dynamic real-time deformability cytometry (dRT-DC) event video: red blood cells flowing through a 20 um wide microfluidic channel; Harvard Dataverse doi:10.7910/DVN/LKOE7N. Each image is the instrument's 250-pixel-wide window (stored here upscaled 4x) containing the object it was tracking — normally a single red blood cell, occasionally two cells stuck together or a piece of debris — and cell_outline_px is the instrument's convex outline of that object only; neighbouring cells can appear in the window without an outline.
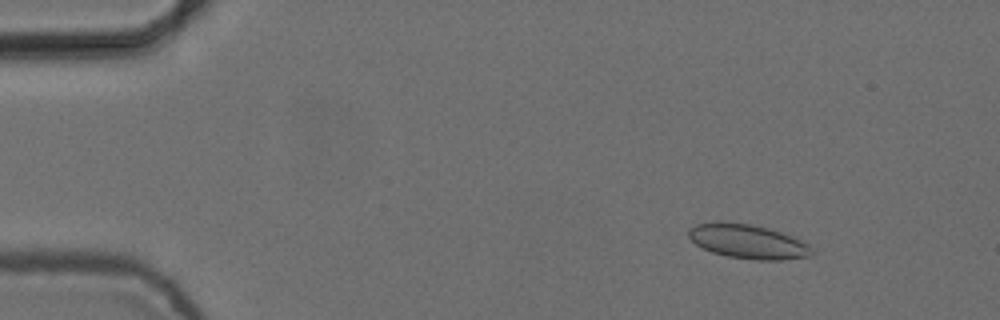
{"species": "common noctule bat (a hibernating species)", "species_latin": "Nyctalus noctula", "temperature_condition": "cold", "stored_images_in_passage": 4, "camera_frame_rate_fps": 3000, "um_per_image_px": 0.085, "animal": {"sex": "female", "body_mass_g": 24.6, "forearm_length_mm": 56.2}, "frame": {"image": 1, "passage_image": 2, "time_ms": 0.333, "image_size_px": [1000, 320], "cell_outline_px": [[812, 256], [784, 260], [756, 260], [728, 256], [712, 252], [696, 244], [688, 236], [688, 228], [696, 224], [720, 220], [752, 224], [768, 228], [792, 236], [808, 244], [812, 248]], "centroid_in_image_um": [63.56, 20.51], "position_along_channel_um": 21.4, "area_um2": 24.8}}